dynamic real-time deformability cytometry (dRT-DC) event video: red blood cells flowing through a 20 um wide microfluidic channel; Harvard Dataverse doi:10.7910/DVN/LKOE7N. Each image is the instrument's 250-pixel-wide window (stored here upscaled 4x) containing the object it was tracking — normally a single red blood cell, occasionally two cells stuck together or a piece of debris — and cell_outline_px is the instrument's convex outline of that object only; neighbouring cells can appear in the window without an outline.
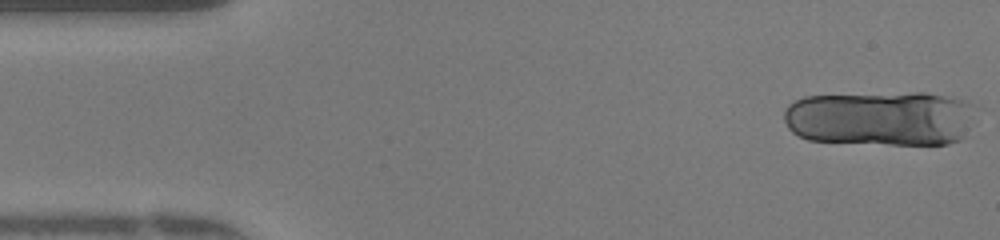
{"species": "human", "species_latin": "Homo sapiens", "temperature_condition": "warm", "stored_images_in_passage": 14, "camera_frame_rate_fps": 3000, "um_per_image_px": 0.085, "donor": {"sex": "female"}, "frame": {"image": 1, "passage_image": 1, "time_ms": 0.0, "image_size_px": [1000, 240], "cell_outline_px": [[980, 108], [964, 136], [960, 140], [948, 144], [888, 144], [808, 140], [792, 132], [788, 128], [784, 120], [784, 108], [788, 104], [804, 96], [916, 92], [924, 92], [968, 100]], "centroid_in_image_um": [74.92, 10.04], "position_along_channel_um": 10.1, "area_um2": 62.42}}